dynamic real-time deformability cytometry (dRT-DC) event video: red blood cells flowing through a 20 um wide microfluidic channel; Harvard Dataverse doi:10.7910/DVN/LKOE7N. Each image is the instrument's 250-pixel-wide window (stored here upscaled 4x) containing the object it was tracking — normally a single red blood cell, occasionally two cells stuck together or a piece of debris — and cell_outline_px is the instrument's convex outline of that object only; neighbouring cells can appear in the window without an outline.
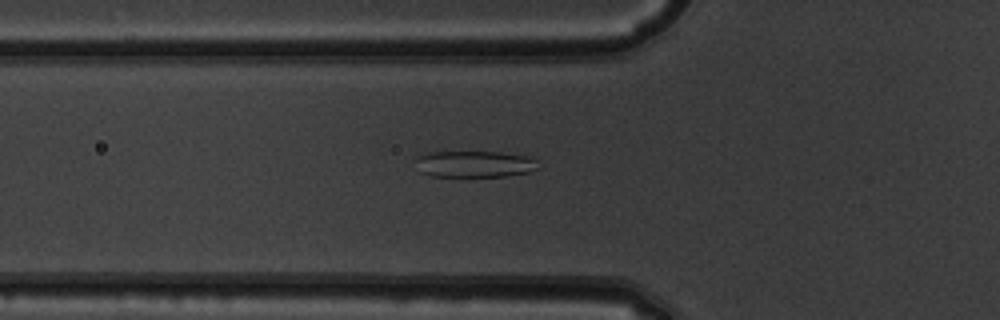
{"species": "common noctule bat (a hibernating species)", "species_latin": "Nyctalus noctula", "temperature_condition": "warm", "stored_images_in_passage": 40, "camera_frame_rate_fps": 3000, "um_per_image_px": 0.085, "animal": {"sex": "male", "body_mass_g": 19.5, "forearm_length_mm": 54.6}, "frame": {"image": 1, "passage_image": 7, "time_ms": 2.0, "image_size_px": [1000, 320], "cell_outline_px": [[540, 168], [528, 172], [508, 176], [468, 180], [432, 176], [420, 172], [412, 160], [416, 156], [428, 152], [500, 152], [528, 156], [536, 160]], "centroid_in_image_um": [40.27, 14.0], "position_along_channel_um": 85.5, "area_um2": 20.29}}
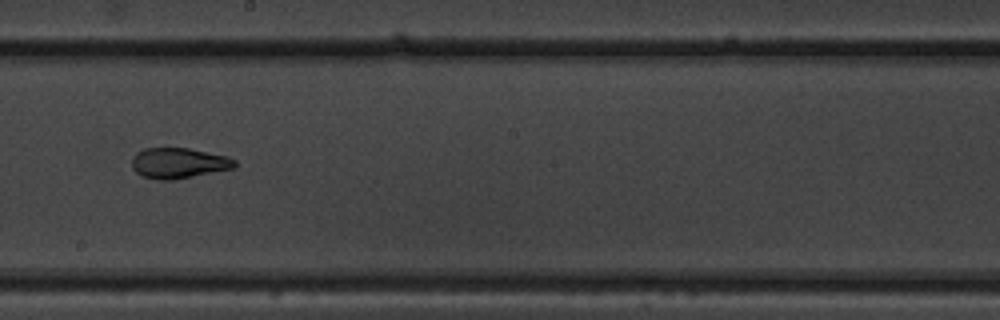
{"frame": {"image": 2, "passage_image": 18, "time_ms": 5.667, "image_size_px": [1000, 320], "cell_outline_px": [[236, 164], [232, 168], [172, 180], [156, 180], [140, 176], [132, 168], [132, 156], [136, 152], [144, 148], [188, 148], [228, 156], [236, 160]], "centroid_in_image_um": [15.12, 13.86], "position_along_channel_um": 233.1, "area_um2": 18.32}}
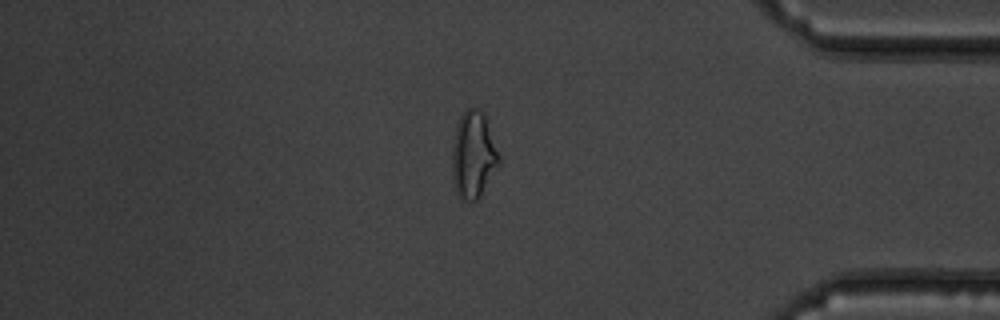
{"frame": {"image": 3, "passage_image": 32, "time_ms": 10.333, "image_size_px": [1000, 320], "cell_outline_px": [[500, 164], [480, 196], [476, 200], [464, 200], [456, 192], [452, 176], [452, 148], [456, 128], [460, 116], [468, 108], [476, 108], [484, 116], [500, 156]], "centroid_in_image_um": [40.23, 13.2], "position_along_channel_um": 395.0, "area_um2": 23.29}, "authors_computed_cell_mechanics": {"area_um2": 19.8543, "velocity_mm_per_s": 4.0088, "shape_relaxation_time_tau1_ms": 5.4171, "shape_relaxation_time_tau2_ms": 0.7147, "deformation_change_tau1": 0.1944, "deformation_change_tau2": 0.0721}}